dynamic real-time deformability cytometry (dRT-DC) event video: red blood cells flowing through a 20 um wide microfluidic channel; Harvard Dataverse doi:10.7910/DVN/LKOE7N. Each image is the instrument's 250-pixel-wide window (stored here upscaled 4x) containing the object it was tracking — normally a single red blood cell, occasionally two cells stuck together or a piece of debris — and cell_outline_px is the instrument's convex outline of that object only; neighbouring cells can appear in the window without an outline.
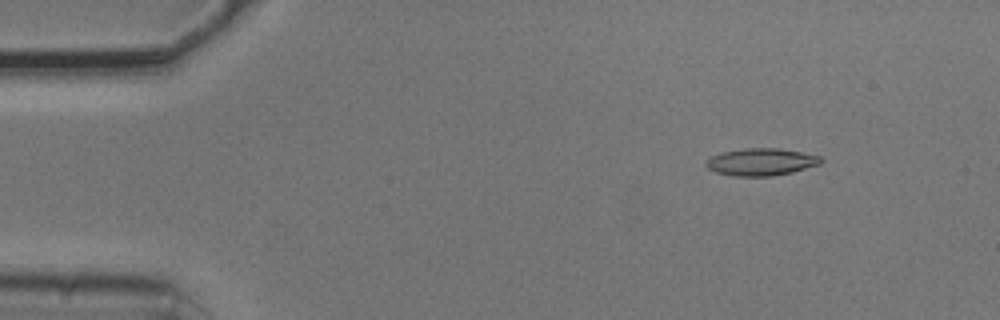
{"species": "common noctule bat (a hibernating species)", "species_latin": "Nyctalus noctula", "temperature_condition": "cold", "stored_images_in_passage": 4, "camera_frame_rate_fps": 3000, "um_per_image_px": 0.085, "animal": {"sex": "male", "body_mass_g": 20.5, "forearm_length_mm": 52.5}, "frame": {"image": 1, "passage_image": 2, "time_ms": 0.333, "image_size_px": [1000, 320], "cell_outline_px": [[824, 160], [820, 164], [792, 172], [772, 176], [736, 176], [716, 172], [708, 168], [704, 164], [712, 156], [720, 152], [744, 148], [780, 148], [820, 156]], "centroid_in_image_um": [64.7, 13.76], "position_along_channel_um": 20.3, "area_um2": 18.21}}